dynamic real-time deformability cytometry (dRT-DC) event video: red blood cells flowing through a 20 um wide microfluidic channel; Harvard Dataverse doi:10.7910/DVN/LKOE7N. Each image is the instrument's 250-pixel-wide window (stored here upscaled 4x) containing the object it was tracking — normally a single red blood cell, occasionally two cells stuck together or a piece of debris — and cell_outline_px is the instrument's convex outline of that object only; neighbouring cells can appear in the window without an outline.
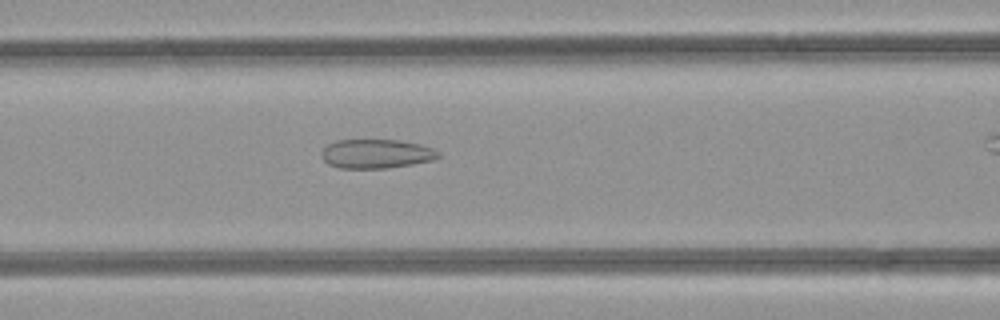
{"species": "common noctule bat (a hibernating species)", "species_latin": "Nyctalus noctula", "temperature_condition": "room temperature", "stored_images_in_passage": 38, "camera_frame_rate_fps": 3000, "um_per_image_px": 0.085, "animal": {"sex": "female", "body_mass_g": 21.9}, "frame": {"image": 1, "passage_image": 20, "time_ms": 6.333, "image_size_px": [1000, 320], "cell_outline_px": [[440, 156], [432, 160], [412, 164], [388, 168], [340, 168], [328, 164], [320, 156], [320, 152], [328, 144], [336, 140], [400, 140], [420, 144], [432, 148], [440, 152]], "centroid_in_image_um": [31.97, 13.07], "position_along_channel_um": 134.6, "area_um2": 19.88}}
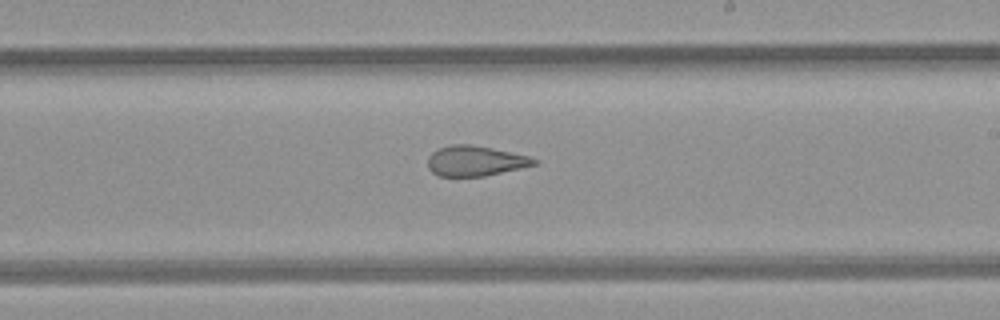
{"frame": {"image": 2, "passage_image": 28, "time_ms": 9.0, "image_size_px": [1000, 320], "cell_outline_px": [[540, 160], [536, 164], [520, 168], [484, 176], [440, 176], [432, 172], [428, 168], [428, 156], [432, 152], [440, 148], [452, 144], [472, 144], [492, 148], [528, 156]], "centroid_in_image_um": [40.38, 13.67], "position_along_channel_um": 248.6, "area_um2": 18.61}}
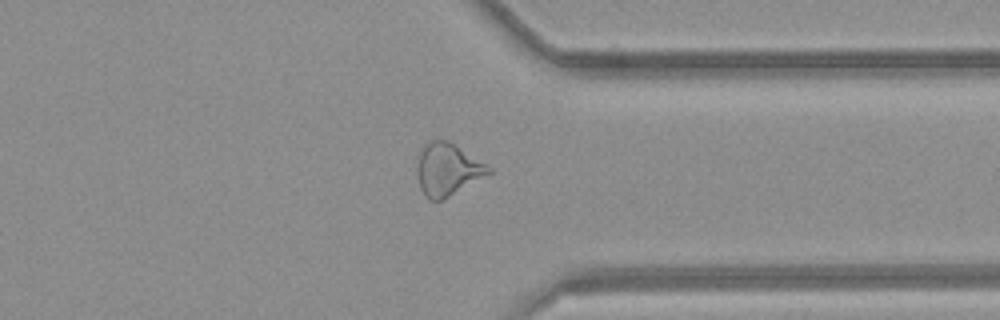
{"frame": {"image": 3, "passage_image": 37, "time_ms": 12.0, "image_size_px": [1000, 320], "cell_outline_px": [[492, 172], [448, 196], [440, 200], [428, 200], [424, 196], [420, 188], [416, 172], [416, 156], [424, 144], [428, 140], [448, 140], [492, 168]], "centroid_in_image_um": [37.96, 14.38], "position_along_channel_um": 373.4, "area_um2": 21.79}}